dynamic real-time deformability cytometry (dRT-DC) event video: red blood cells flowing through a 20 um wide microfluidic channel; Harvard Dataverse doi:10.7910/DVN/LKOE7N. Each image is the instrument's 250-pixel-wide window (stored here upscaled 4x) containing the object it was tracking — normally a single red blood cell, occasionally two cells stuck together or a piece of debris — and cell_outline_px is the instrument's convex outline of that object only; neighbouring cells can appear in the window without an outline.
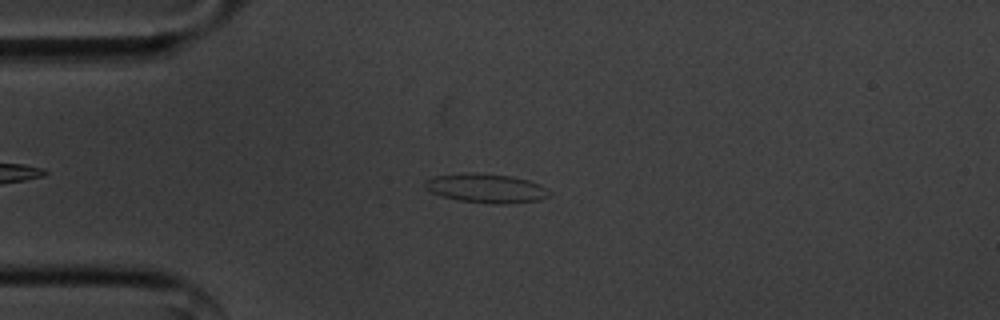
{"species": "common noctule bat (a hibernating species)", "species_latin": "Nyctalus noctula", "temperature_condition": "cold", "stored_images_in_passage": 47, "camera_frame_rate_fps": 3000, "um_per_image_px": 0.085, "animal": {"sex": "male", "body_mass_g": 20.1, "forearm_length_mm": 53.5}, "frame": {"image": 1, "passage_image": 10, "time_ms": 3.0, "image_size_px": [1000, 320], "cell_outline_px": [[552, 192], [548, 196], [540, 200], [504, 204], [500, 204], [460, 200], [444, 196], [432, 192], [424, 188], [424, 184], [432, 176], [512, 176], [528, 180], [540, 184]], "centroid_in_image_um": [41.43, 16.06], "position_along_channel_um": 43.6, "area_um2": 19.77}}
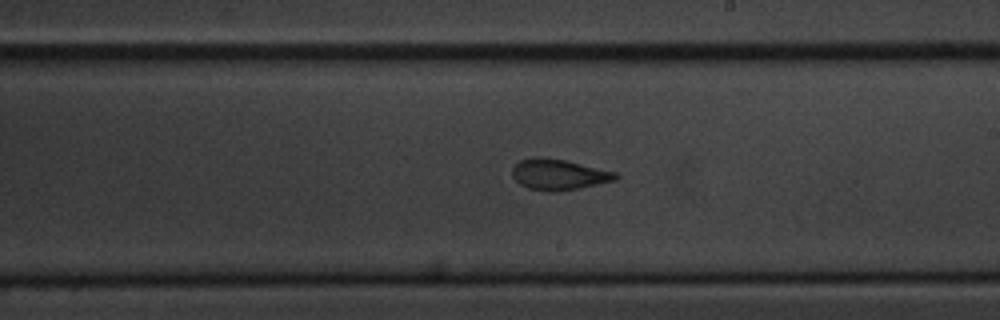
{"frame": {"image": 2, "passage_image": 28, "time_ms": 9.0, "image_size_px": [1000, 320], "cell_outline_px": [[620, 176], [616, 180], [560, 192], [544, 192], [528, 188], [520, 184], [512, 176], [512, 168], [520, 160], [532, 156], [544, 156], [564, 160], [616, 172]], "centroid_in_image_um": [47.46, 14.83], "position_along_channel_um": 241.5, "area_um2": 18.79}}
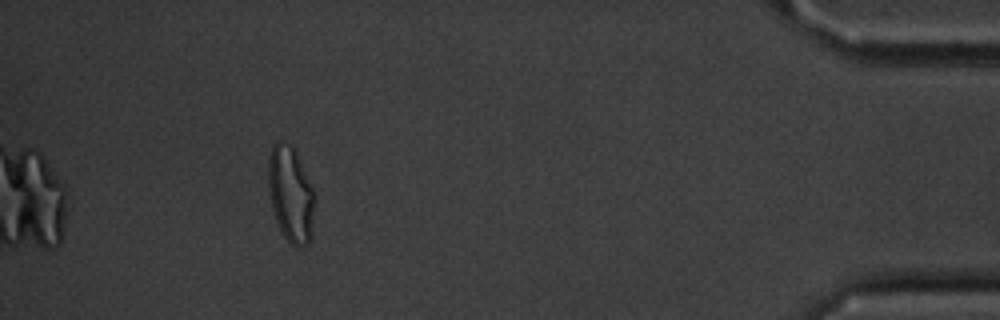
{"frame": {"image": 3, "passage_image": 47, "time_ms": 15.333, "image_size_px": [1000, 320], "cell_outline_px": [[312, 236], [308, 244], [300, 248], [296, 248], [288, 244], [276, 220], [272, 208], [268, 188], [268, 156], [272, 148], [280, 140], [288, 144], [296, 152], [312, 188]], "centroid_in_image_um": [24.67, 16.57], "position_along_channel_um": 410.5, "area_um2": 25.43}, "authors_computed_cell_mechanics": {"area_um2": 19.074, "velocity_mm_per_s": 3.5921, "shape_relaxation_time_tau1_ms": 4.1877, "shape_relaxation_time_tau2_ms": 1.5133, "deformation_change_tau1": 0.1483, "deformation_change_tau2": 0.0897}}